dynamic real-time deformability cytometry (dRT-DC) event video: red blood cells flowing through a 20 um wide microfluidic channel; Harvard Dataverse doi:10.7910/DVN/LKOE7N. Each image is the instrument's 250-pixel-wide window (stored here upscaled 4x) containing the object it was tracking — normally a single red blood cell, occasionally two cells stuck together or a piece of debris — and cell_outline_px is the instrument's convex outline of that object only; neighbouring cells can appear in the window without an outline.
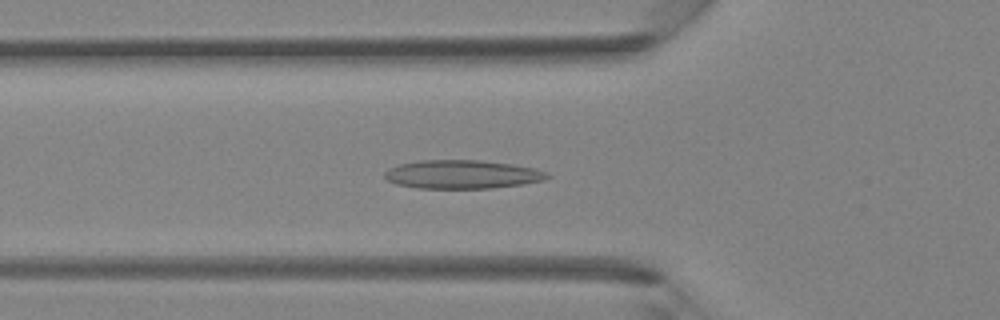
{"species": "Egyptian fruit bat (a non-hibernating species)", "species_latin": "Rousettus aegyptiacus", "temperature_condition": "room temperature", "stored_images_in_passage": 42, "camera_frame_rate_fps": 3000, "um_per_image_px": 0.085, "animal": {"sex": "female"}, "frame": {"image": 1, "passage_image": 15, "time_ms": 4.667, "image_size_px": [1000, 320], "cell_outline_px": [[552, 176], [544, 180], [524, 184], [492, 188], [416, 188], [396, 184], [388, 180], [384, 176], [384, 172], [388, 168], [400, 164], [420, 160], [480, 160], [512, 164], [536, 168], [548, 172]], "centroid_in_image_um": [39.32, 14.82], "position_along_channel_um": 86.5, "area_um2": 27.28}}
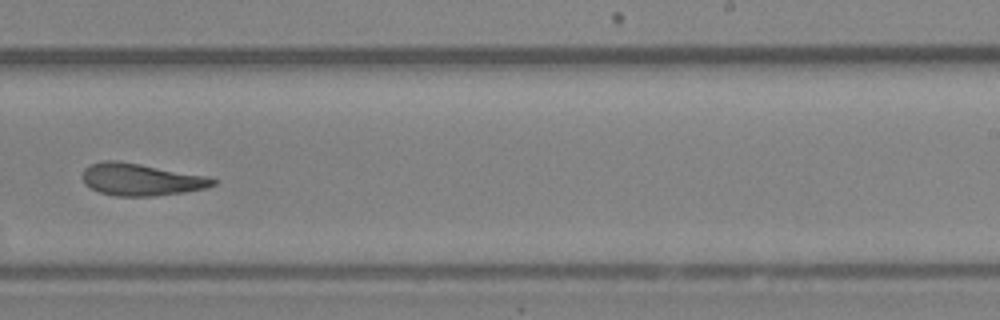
{"frame": {"image": 2, "passage_image": 27, "time_ms": 8.667, "image_size_px": [1000, 320], "cell_outline_px": [[216, 184], [208, 188], [184, 192], [152, 196], [116, 196], [100, 192], [84, 184], [84, 168], [92, 164], [104, 160], [116, 160], [140, 164], [204, 176], [216, 180]], "centroid_in_image_um": [11.98, 15.26], "position_along_channel_um": 277.0, "area_um2": 24.04}}
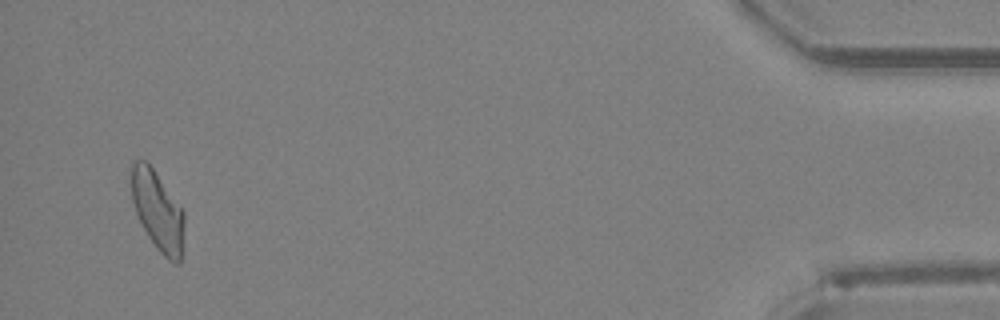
{"frame": {"image": 3, "passage_image": 41, "time_ms": 13.333, "image_size_px": [1000, 320], "cell_outline_px": [[184, 224], [180, 264], [172, 264], [156, 248], [148, 236], [136, 212], [132, 200], [128, 184], [132, 160], [144, 160], [152, 168], [184, 212]], "centroid_in_image_um": [13.36, 17.91], "position_along_channel_um": 421.8, "area_um2": 24.57}}